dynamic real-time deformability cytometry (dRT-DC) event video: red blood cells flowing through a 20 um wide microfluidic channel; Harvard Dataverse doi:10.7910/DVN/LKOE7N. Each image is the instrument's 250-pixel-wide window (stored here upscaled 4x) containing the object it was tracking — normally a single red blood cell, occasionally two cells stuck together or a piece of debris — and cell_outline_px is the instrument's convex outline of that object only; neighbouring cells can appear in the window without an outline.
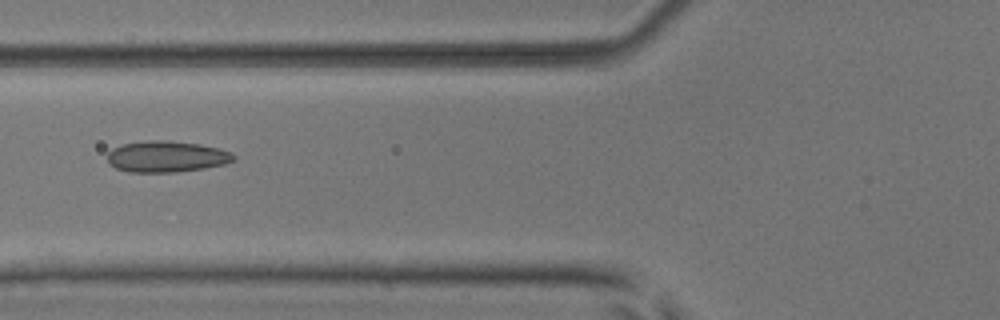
{"species": "common noctule bat (a hibernating species)", "species_latin": "Nyctalus noctula", "temperature_condition": "room temperature", "stored_images_in_passage": 2, "camera_frame_rate_fps": 3000, "um_per_image_px": 0.085, "animal": {"sex": "male", "body_mass_g": 17.9, "forearm_length_mm": 54.2}, "frame": {"image": 1, "passage_image": 2, "time_ms": 0.333, "image_size_px": [1000, 320], "cell_outline_px": [[236, 160], [224, 164], [204, 168], [176, 172], [128, 172], [116, 168], [108, 164], [108, 152], [112, 148], [120, 144], [148, 140], [164, 140], [200, 144], [232, 152], [236, 156]], "centroid_in_image_um": [14.13, 13.31], "position_along_channel_um": 111.7, "area_um2": 23.12}}